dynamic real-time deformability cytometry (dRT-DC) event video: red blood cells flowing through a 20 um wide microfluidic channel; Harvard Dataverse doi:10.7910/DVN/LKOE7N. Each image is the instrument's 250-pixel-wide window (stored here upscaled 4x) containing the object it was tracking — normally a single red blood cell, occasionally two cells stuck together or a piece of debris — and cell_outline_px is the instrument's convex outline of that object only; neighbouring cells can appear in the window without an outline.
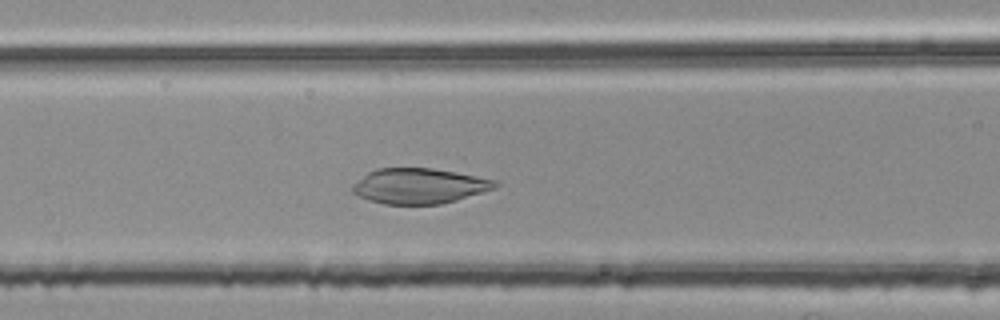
{"species": "common noctule bat (a hibernating species)", "species_latin": "Nyctalus noctula", "temperature_condition": "room temperature", "stored_images_in_passage": 32, "camera_frame_rate_fps": 3000, "um_per_image_px": 0.085, "animal": {"sex": "female", "body_mass_g": 25.1}, "frame": {"image": 1, "passage_image": 6, "time_ms": 1.667, "image_size_px": [1000, 320], "cell_outline_px": [[500, 184], [496, 188], [456, 200], [440, 204], [384, 204], [368, 200], [352, 192], [352, 184], [368, 172], [376, 168], [432, 168], [456, 172], [496, 180]], "centroid_in_image_um": [35.63, 15.8], "position_along_channel_um": 131.0, "area_um2": 29.36}}
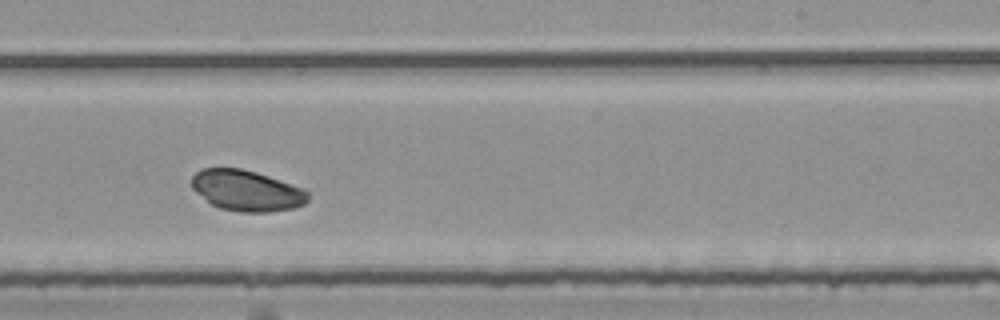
{"frame": {"image": 2, "passage_image": 17, "time_ms": 5.333, "image_size_px": [1000, 320], "cell_outline_px": [[308, 200], [304, 204], [292, 208], [268, 212], [240, 212], [220, 208], [212, 204], [196, 192], [192, 188], [192, 176], [200, 168], [240, 168], [256, 172], [304, 188], [308, 192]], "centroid_in_image_um": [20.96, 16.19], "position_along_channel_um": 268.0, "area_um2": 27.57}}
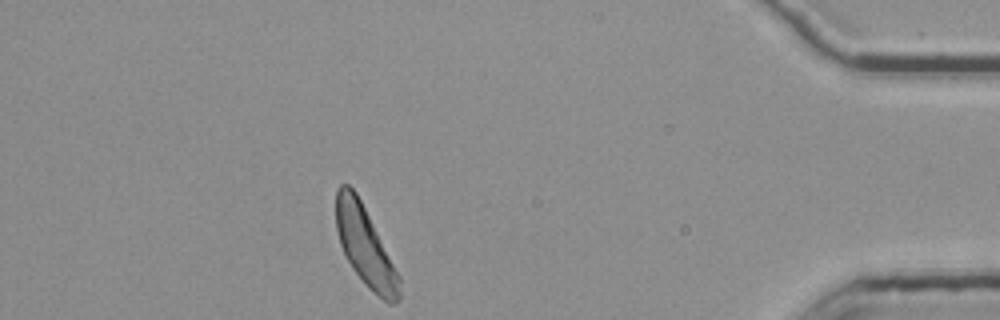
{"frame": {"image": 3, "passage_image": 32, "time_ms": 10.333, "image_size_px": [1000, 320], "cell_outline_px": [[400, 296], [396, 304], [388, 304], [372, 292], [364, 284], [352, 268], [344, 256], [340, 244], [336, 228], [336, 188], [340, 184], [348, 184], [356, 192], [400, 276]], "centroid_in_image_um": [31.03, 20.97], "position_along_channel_um": 404.2, "area_um2": 29.19}, "authors_computed_cell_mechanics": {"area_um2": 28.8422, "velocity_mm_per_s": 3.7488, "shape_relaxation_time_tau1_ms": 4.0178, "shape_relaxation_time_tau2_ms": null, "deformation_change_tau1": 0.1674, "deformation_change_tau2": null}}